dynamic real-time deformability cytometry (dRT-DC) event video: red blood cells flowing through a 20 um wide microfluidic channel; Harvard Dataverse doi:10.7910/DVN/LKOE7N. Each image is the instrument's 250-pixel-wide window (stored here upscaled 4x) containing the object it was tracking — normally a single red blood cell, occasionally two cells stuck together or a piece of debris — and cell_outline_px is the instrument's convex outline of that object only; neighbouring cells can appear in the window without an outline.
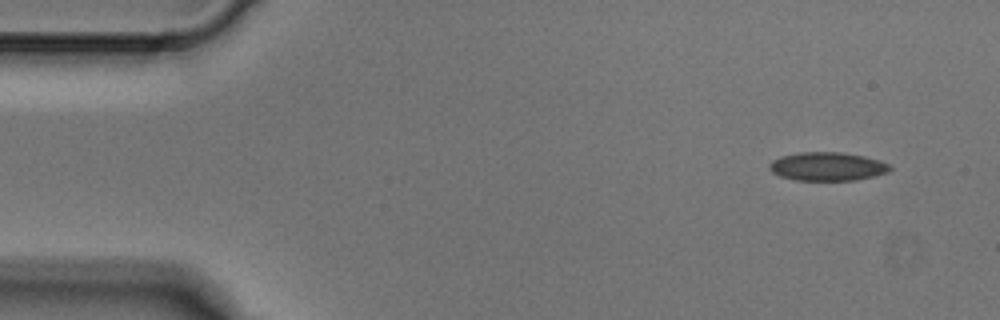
{"species": "Egyptian fruit bat (a non-hibernating species)", "species_latin": "Rousettus aegyptiacus", "temperature_condition": "cold", "stored_images_in_passage": 4, "camera_frame_rate_fps": 3000, "um_per_image_px": 0.085, "animal": {"sex": "male"}, "frame": {"image": 1, "passage_image": 1, "time_ms": 0.0, "image_size_px": [1000, 320], "cell_outline_px": [[892, 168], [888, 172], [856, 180], [796, 180], [780, 176], [772, 172], [768, 168], [768, 164], [772, 160], [780, 156], [800, 152], [840, 152], [864, 156], [880, 160], [888, 164]], "centroid_in_image_um": [70.29, 14.14], "position_along_channel_um": 14.7, "area_um2": 20.06}}
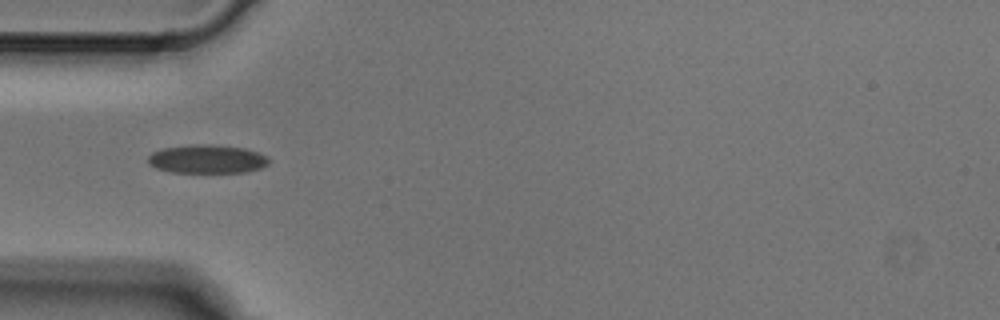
{"frame": {"image": 2, "passage_image": 4, "time_ms": 1.0, "image_size_px": [1000, 320], "cell_outline_px": [[272, 160], [268, 164], [260, 168], [244, 172], [172, 172], [156, 168], [148, 164], [148, 156], [152, 152], [160, 148], [192, 144], [208, 144], [244, 148], [260, 152], [268, 156]], "centroid_in_image_um": [17.61, 13.51], "position_along_channel_um": 67.4, "area_um2": 20.35}}